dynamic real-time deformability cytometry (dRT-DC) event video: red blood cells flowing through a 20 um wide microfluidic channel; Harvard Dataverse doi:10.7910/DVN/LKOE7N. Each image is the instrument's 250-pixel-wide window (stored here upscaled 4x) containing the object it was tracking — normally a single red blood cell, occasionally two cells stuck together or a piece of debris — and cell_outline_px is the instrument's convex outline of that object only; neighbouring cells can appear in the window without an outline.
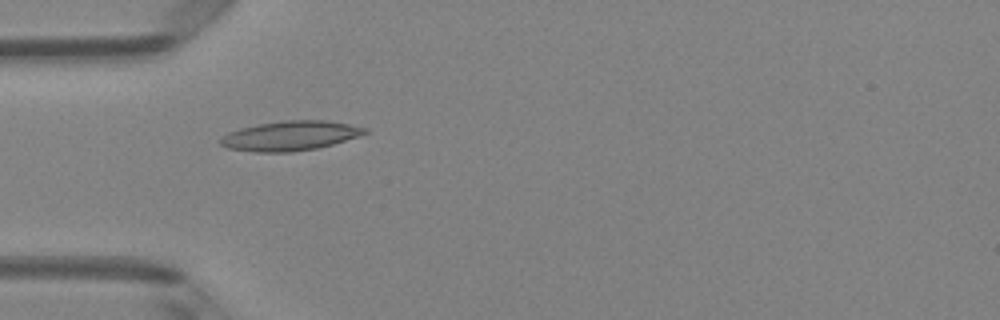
{"species": "Egyptian fruit bat (a non-hibernating species)", "species_latin": "Rousettus aegyptiacus", "temperature_condition": "room temperature", "stored_images_in_passage": 6, "camera_frame_rate_fps": 3000, "um_per_image_px": 0.085, "animal": {"sex": "female"}, "frame": {"image": 1, "passage_image": 5, "time_ms": 1.333, "image_size_px": [1000, 320], "cell_outline_px": [[368, 132], [360, 136], [332, 144], [316, 148], [292, 152], [252, 152], [228, 148], [220, 144], [220, 136], [228, 132], [240, 128], [260, 124], [284, 120], [324, 120], [348, 124], [368, 128]], "centroid_in_image_um": [24.65, 11.54], "position_along_channel_um": 60.4, "area_um2": 24.91}}
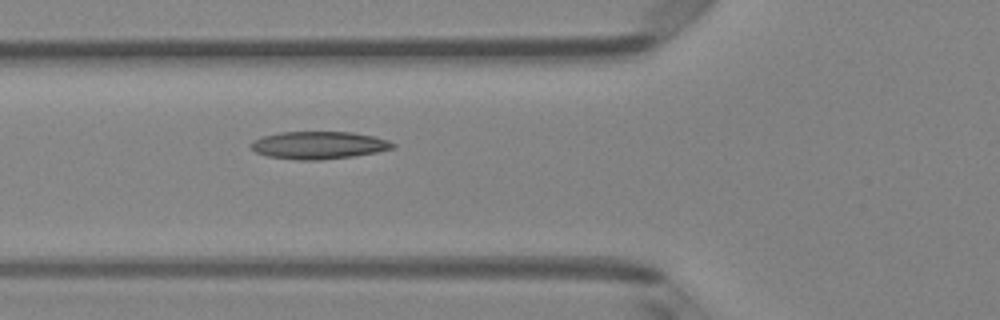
{"frame": {"image": 2, "passage_image": 6, "time_ms": 1.667, "image_size_px": [1000, 320], "cell_outline_px": [[396, 144], [392, 148], [376, 152], [352, 156], [320, 160], [296, 160], [268, 156], [256, 152], [252, 148], [252, 144], [256, 140], [264, 136], [280, 132], [352, 132], [372, 136], [388, 140]], "centroid_in_image_um": [27.11, 12.34], "position_along_channel_um": 98.7, "area_um2": 22.43}}